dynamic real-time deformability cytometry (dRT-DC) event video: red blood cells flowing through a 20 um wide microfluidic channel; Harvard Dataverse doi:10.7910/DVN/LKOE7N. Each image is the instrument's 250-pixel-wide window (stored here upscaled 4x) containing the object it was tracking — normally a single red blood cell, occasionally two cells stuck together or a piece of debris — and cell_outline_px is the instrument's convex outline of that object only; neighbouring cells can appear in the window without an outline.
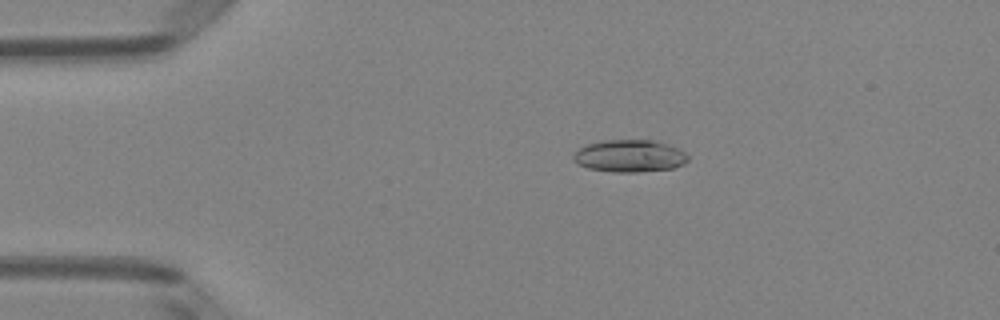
{"species": "Egyptian fruit bat (a non-hibernating species)", "species_latin": "Rousettus aegyptiacus", "temperature_condition": "room temperature", "stored_images_in_passage": 42, "camera_frame_rate_fps": 3000, "um_per_image_px": 0.085, "animal": {"sex": "female"}, "frame": {"image": 1, "passage_image": 2, "time_ms": 0.333, "image_size_px": [1000, 320], "cell_outline_px": [[688, 160], [684, 164], [672, 168], [636, 172], [612, 172], [588, 168], [572, 160], [572, 156], [580, 148], [588, 144], [600, 140], [656, 140], [680, 148], [688, 156]], "centroid_in_image_um": [53.53, 13.25], "position_along_channel_um": 31.5, "area_um2": 21.62}}
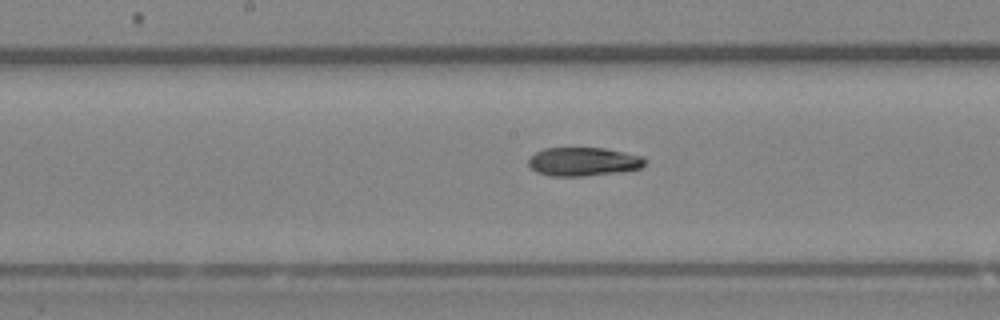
{"frame": {"image": 2, "passage_image": 18, "time_ms": 5.667, "image_size_px": [1000, 320], "cell_outline_px": [[648, 160], [640, 168], [620, 172], [584, 176], [548, 176], [536, 172], [528, 164], [528, 160], [536, 152], [544, 148], [604, 148], [644, 156]], "centroid_in_image_um": [49.6, 13.74], "position_along_channel_um": 198.6, "area_um2": 19.54}}
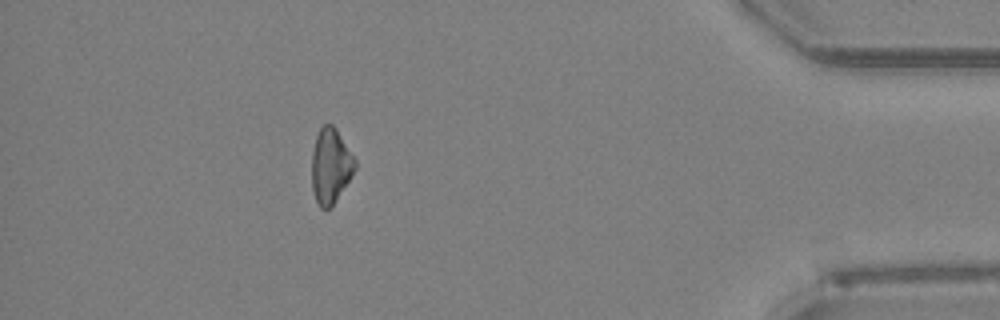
{"frame": {"image": 3, "passage_image": 37, "time_ms": 12.0, "image_size_px": [1000, 320], "cell_outline_px": [[356, 168], [332, 204], [328, 208], [320, 208], [316, 200], [312, 188], [312, 152], [316, 136], [320, 128], [324, 124], [332, 124], [336, 128], [356, 160]], "centroid_in_image_um": [28.08, 14.06], "position_along_channel_um": 407.1, "area_um2": 18.5}, "authors_computed_cell_mechanics": {"area_um2": 19.941, "velocity_mm_per_s": 4.0724, "shape_relaxation_time_tau1_ms": null, "shape_relaxation_time_tau2_ms": 8.2305, "deformation_change_tau1": null, "deformation_change_tau2": 0.1524}}